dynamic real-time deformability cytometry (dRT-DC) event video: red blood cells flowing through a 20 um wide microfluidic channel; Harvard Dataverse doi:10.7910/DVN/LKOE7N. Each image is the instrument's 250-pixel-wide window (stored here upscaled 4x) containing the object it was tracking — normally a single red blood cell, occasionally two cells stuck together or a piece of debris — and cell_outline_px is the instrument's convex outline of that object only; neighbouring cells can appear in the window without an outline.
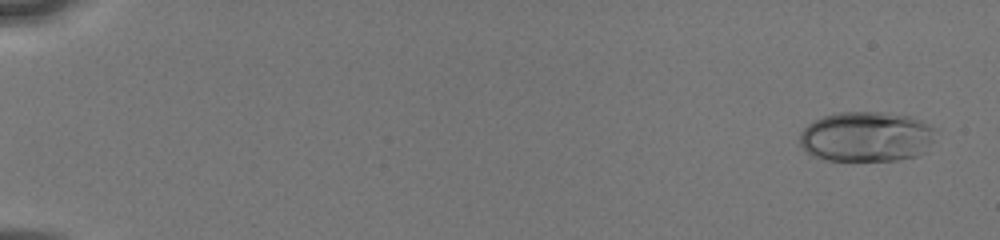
{"species": "human", "species_latin": "Homo sapiens", "temperature_condition": "cold", "stored_images_in_passage": 6, "camera_frame_rate_fps": 3000, "um_per_image_px": 0.085, "donor": {"sex": "male"}, "frame": {"image": 1, "passage_image": 1, "time_ms": 0.0, "image_size_px": [1000, 240], "cell_outline_px": [[936, 140], [924, 152], [916, 156], [900, 160], [824, 160], [812, 156], [804, 152], [800, 144], [800, 132], [808, 124], [824, 116], [840, 112], [880, 112], [912, 116], [936, 128]], "centroid_in_image_um": [73.67, 11.62], "position_along_channel_um": 11.3, "area_um2": 40.23}}
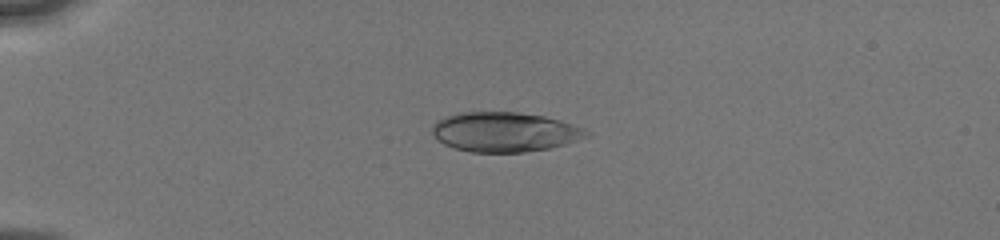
{"frame": {"image": 2, "passage_image": 5, "time_ms": 4.0, "image_size_px": [1000, 240], "cell_outline_px": [[592, 132], [588, 136], [564, 144], [548, 148], [524, 152], [472, 152], [456, 148], [444, 144], [432, 132], [432, 128], [436, 120], [444, 116], [460, 112], [516, 112], [544, 116], [560, 120], [584, 128]], "centroid_in_image_um": [42.9, 11.2], "position_along_channel_um": 42.1, "area_um2": 35.49}}